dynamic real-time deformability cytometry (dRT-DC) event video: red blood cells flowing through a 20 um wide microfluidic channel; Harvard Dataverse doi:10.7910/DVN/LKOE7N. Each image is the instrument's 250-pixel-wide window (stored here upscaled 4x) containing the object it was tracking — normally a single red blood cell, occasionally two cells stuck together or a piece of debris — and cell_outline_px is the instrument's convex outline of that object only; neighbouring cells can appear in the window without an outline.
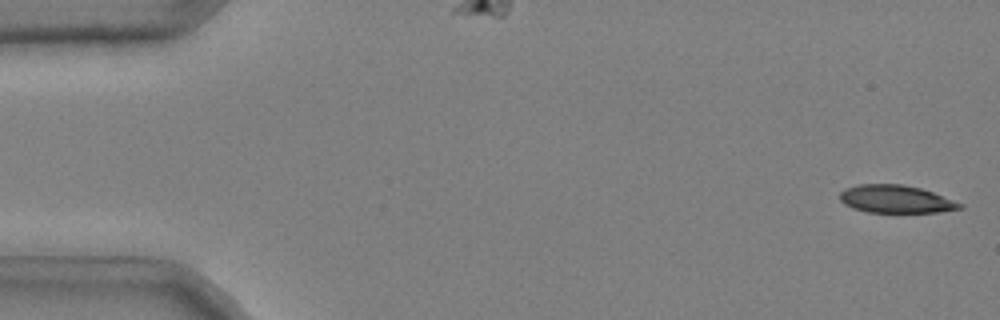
{"species": "common noctule bat (a hibernating species)", "species_latin": "Nyctalus noctula", "temperature_condition": "cold", "stored_images_in_passage": 51, "camera_frame_rate_fps": 3000, "um_per_image_px": 0.085, "animal": {"sex": "male", "body_mass_g": 20.4}, "frame": {"image": 1, "passage_image": 1, "time_ms": 0.0, "image_size_px": [1000, 320], "cell_outline_px": [[964, 208], [940, 212], [868, 212], [852, 208], [844, 204], [840, 200], [840, 192], [844, 188], [860, 184], [900, 184], [920, 188], [932, 192], [964, 204]], "centroid_in_image_um": [76.14, 16.93], "position_along_channel_um": 8.9, "area_um2": 19.42}}
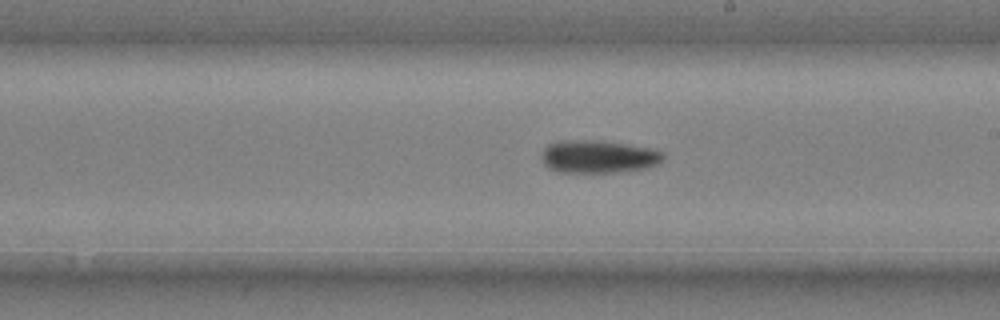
{"frame": {"image": 2, "passage_image": 30, "time_ms": 9.667, "image_size_px": [1000, 320], "cell_outline_px": [[664, 156], [656, 164], [648, 168], [616, 172], [560, 172], [548, 168], [544, 164], [540, 156], [544, 148], [548, 144], [560, 140], [600, 140], [648, 148], [664, 152]], "centroid_in_image_um": [50.8, 13.31], "position_along_channel_um": 238.2, "area_um2": 23.24}}
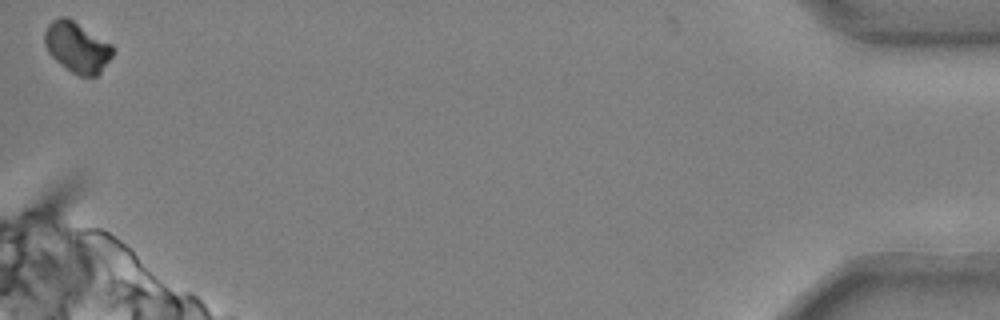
{"frame": {"image": 3, "passage_image": 51, "time_ms": 16.667, "image_size_px": [1000, 320], "cell_outline_px": [[112, 56], [100, 72], [96, 76], [80, 76], [72, 72], [60, 64], [48, 52], [44, 44], [44, 32], [48, 24], [52, 20], [60, 16], [64, 16], [72, 20], [112, 44]], "centroid_in_image_um": [6.52, 4.01], "position_along_channel_um": 428.7, "area_um2": 19.83}, "authors_computed_cell_mechanics": {"area_um2": 21.9062, "velocity_mm_per_s": 3.7189, "shape_relaxation_time_tau1_ms": 3.5829, "shape_relaxation_time_tau2_ms": null, "deformation_change_tau1": 0.1095, "deformation_change_tau2": null}}